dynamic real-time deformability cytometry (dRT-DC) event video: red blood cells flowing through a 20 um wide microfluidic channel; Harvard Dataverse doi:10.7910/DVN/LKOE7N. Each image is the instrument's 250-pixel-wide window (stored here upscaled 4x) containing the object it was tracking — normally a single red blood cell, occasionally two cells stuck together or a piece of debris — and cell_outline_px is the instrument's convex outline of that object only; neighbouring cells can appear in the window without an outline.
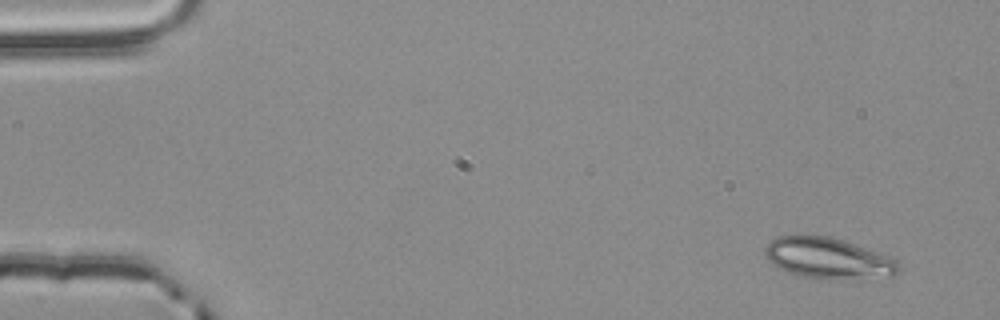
{"species": "common noctule bat (a hibernating species)", "species_latin": "Nyctalus noctula", "temperature_condition": "room temperature", "stored_images_in_passage": 3, "camera_frame_rate_fps": 3000, "um_per_image_px": 0.085, "animal": {"sex": "male", "body_mass_g": 20.4}, "frame": {"image": 1, "passage_image": 1, "time_ms": 0.0, "image_size_px": [1000, 320], "cell_outline_px": [[900, 272], [892, 276], [848, 280], [828, 280], [804, 276], [788, 272], [776, 268], [768, 260], [764, 252], [764, 248], [772, 240], [780, 236], [828, 236], [856, 244], [896, 260], [900, 264]], "centroid_in_image_um": [70.41, 21.98], "position_along_channel_um": 14.6, "area_um2": 31.96}}